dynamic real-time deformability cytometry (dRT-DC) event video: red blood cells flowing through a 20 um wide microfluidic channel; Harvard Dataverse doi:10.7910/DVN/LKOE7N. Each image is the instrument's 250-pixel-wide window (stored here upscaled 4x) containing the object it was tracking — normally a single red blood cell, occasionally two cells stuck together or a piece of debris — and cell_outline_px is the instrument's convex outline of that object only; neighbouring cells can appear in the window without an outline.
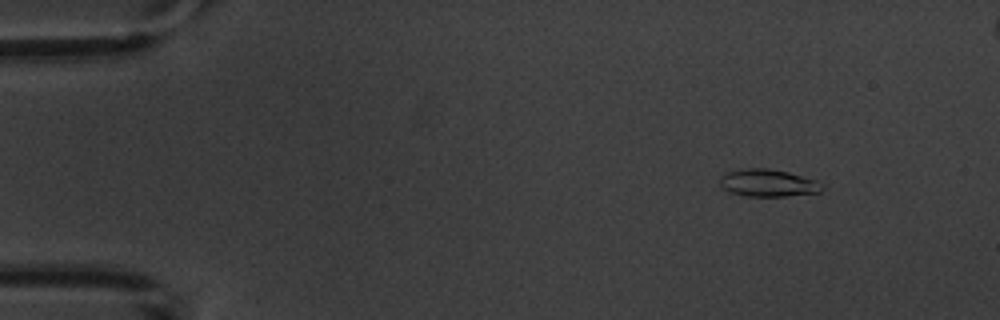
{"species": "common noctule bat (a hibernating species)", "species_latin": "Nyctalus noctula", "temperature_condition": "warm", "stored_images_in_passage": 5, "camera_frame_rate_fps": 3000, "um_per_image_px": 0.085, "animal": {"sex": "male", "body_mass_g": 20.1, "forearm_length_mm": 53.5}, "frame": {"image": 1, "passage_image": 2, "time_ms": 1.333, "image_size_px": [1000, 320], "cell_outline_px": [[824, 188], [820, 192], [788, 196], [748, 196], [732, 192], [724, 188], [720, 184], [720, 176], [728, 172], [748, 168], [768, 168], [788, 172], [816, 180], [824, 184]], "centroid_in_image_um": [65.33, 15.55], "position_along_channel_um": 19.7, "area_um2": 16.18}}